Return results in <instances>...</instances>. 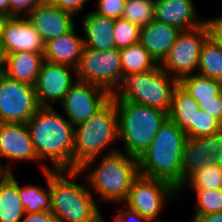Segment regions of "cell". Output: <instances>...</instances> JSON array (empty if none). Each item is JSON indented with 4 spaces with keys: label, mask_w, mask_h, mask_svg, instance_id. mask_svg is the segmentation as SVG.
I'll use <instances>...</instances> for the list:
<instances>
[{
    "label": "cell",
    "mask_w": 222,
    "mask_h": 222,
    "mask_svg": "<svg viewBox=\"0 0 222 222\" xmlns=\"http://www.w3.org/2000/svg\"><path fill=\"white\" fill-rule=\"evenodd\" d=\"M0 43L4 54L20 51L44 53L45 43L26 17H4L0 24Z\"/></svg>",
    "instance_id": "obj_15"
},
{
    "label": "cell",
    "mask_w": 222,
    "mask_h": 222,
    "mask_svg": "<svg viewBox=\"0 0 222 222\" xmlns=\"http://www.w3.org/2000/svg\"><path fill=\"white\" fill-rule=\"evenodd\" d=\"M120 55L123 80L131 74L148 72L159 66L157 61L140 43L121 48Z\"/></svg>",
    "instance_id": "obj_28"
},
{
    "label": "cell",
    "mask_w": 222,
    "mask_h": 222,
    "mask_svg": "<svg viewBox=\"0 0 222 222\" xmlns=\"http://www.w3.org/2000/svg\"><path fill=\"white\" fill-rule=\"evenodd\" d=\"M80 174L79 170L48 169L51 212L59 222H106L93 192L71 180L79 178Z\"/></svg>",
    "instance_id": "obj_2"
},
{
    "label": "cell",
    "mask_w": 222,
    "mask_h": 222,
    "mask_svg": "<svg viewBox=\"0 0 222 222\" xmlns=\"http://www.w3.org/2000/svg\"><path fill=\"white\" fill-rule=\"evenodd\" d=\"M112 99L118 112V137L123 142V153L138 159L149 148L155 135L169 118L168 113L120 100L115 94H112Z\"/></svg>",
    "instance_id": "obj_5"
},
{
    "label": "cell",
    "mask_w": 222,
    "mask_h": 222,
    "mask_svg": "<svg viewBox=\"0 0 222 222\" xmlns=\"http://www.w3.org/2000/svg\"><path fill=\"white\" fill-rule=\"evenodd\" d=\"M178 190L168 181L139 175L132 183L123 203L151 222L158 220L165 200L178 197ZM176 195V196H175Z\"/></svg>",
    "instance_id": "obj_10"
},
{
    "label": "cell",
    "mask_w": 222,
    "mask_h": 222,
    "mask_svg": "<svg viewBox=\"0 0 222 222\" xmlns=\"http://www.w3.org/2000/svg\"><path fill=\"white\" fill-rule=\"evenodd\" d=\"M210 34L208 21L199 27L182 30L160 66L178 80L195 74L202 44Z\"/></svg>",
    "instance_id": "obj_9"
},
{
    "label": "cell",
    "mask_w": 222,
    "mask_h": 222,
    "mask_svg": "<svg viewBox=\"0 0 222 222\" xmlns=\"http://www.w3.org/2000/svg\"><path fill=\"white\" fill-rule=\"evenodd\" d=\"M199 110L198 102L178 84L173 91L168 117L186 133L187 137H195V117Z\"/></svg>",
    "instance_id": "obj_23"
},
{
    "label": "cell",
    "mask_w": 222,
    "mask_h": 222,
    "mask_svg": "<svg viewBox=\"0 0 222 222\" xmlns=\"http://www.w3.org/2000/svg\"><path fill=\"white\" fill-rule=\"evenodd\" d=\"M118 213L113 222H151L142 217L136 210L131 209L126 205L125 209H118Z\"/></svg>",
    "instance_id": "obj_38"
},
{
    "label": "cell",
    "mask_w": 222,
    "mask_h": 222,
    "mask_svg": "<svg viewBox=\"0 0 222 222\" xmlns=\"http://www.w3.org/2000/svg\"><path fill=\"white\" fill-rule=\"evenodd\" d=\"M154 2V20L173 25L180 30L193 29L207 21L198 18L193 0H154Z\"/></svg>",
    "instance_id": "obj_17"
},
{
    "label": "cell",
    "mask_w": 222,
    "mask_h": 222,
    "mask_svg": "<svg viewBox=\"0 0 222 222\" xmlns=\"http://www.w3.org/2000/svg\"><path fill=\"white\" fill-rule=\"evenodd\" d=\"M0 13L5 17L10 16V1L0 0Z\"/></svg>",
    "instance_id": "obj_43"
},
{
    "label": "cell",
    "mask_w": 222,
    "mask_h": 222,
    "mask_svg": "<svg viewBox=\"0 0 222 222\" xmlns=\"http://www.w3.org/2000/svg\"><path fill=\"white\" fill-rule=\"evenodd\" d=\"M207 21L210 25L211 34L222 46V15L215 18H209Z\"/></svg>",
    "instance_id": "obj_41"
},
{
    "label": "cell",
    "mask_w": 222,
    "mask_h": 222,
    "mask_svg": "<svg viewBox=\"0 0 222 222\" xmlns=\"http://www.w3.org/2000/svg\"><path fill=\"white\" fill-rule=\"evenodd\" d=\"M43 54L30 51L6 54L3 74L10 79L34 86L44 61Z\"/></svg>",
    "instance_id": "obj_21"
},
{
    "label": "cell",
    "mask_w": 222,
    "mask_h": 222,
    "mask_svg": "<svg viewBox=\"0 0 222 222\" xmlns=\"http://www.w3.org/2000/svg\"><path fill=\"white\" fill-rule=\"evenodd\" d=\"M42 172L45 173V181L47 183V189H43L41 186L25 185L20 186L18 182V196L21 199L25 213H40L51 211V194L48 184V169H52L47 164L40 165Z\"/></svg>",
    "instance_id": "obj_26"
},
{
    "label": "cell",
    "mask_w": 222,
    "mask_h": 222,
    "mask_svg": "<svg viewBox=\"0 0 222 222\" xmlns=\"http://www.w3.org/2000/svg\"><path fill=\"white\" fill-rule=\"evenodd\" d=\"M118 112L111 98L95 115L74 129L73 170L83 172L103 153L109 155L120 151L108 146L118 141Z\"/></svg>",
    "instance_id": "obj_3"
},
{
    "label": "cell",
    "mask_w": 222,
    "mask_h": 222,
    "mask_svg": "<svg viewBox=\"0 0 222 222\" xmlns=\"http://www.w3.org/2000/svg\"><path fill=\"white\" fill-rule=\"evenodd\" d=\"M210 135L187 137L181 156V186L203 167L212 163Z\"/></svg>",
    "instance_id": "obj_22"
},
{
    "label": "cell",
    "mask_w": 222,
    "mask_h": 222,
    "mask_svg": "<svg viewBox=\"0 0 222 222\" xmlns=\"http://www.w3.org/2000/svg\"><path fill=\"white\" fill-rule=\"evenodd\" d=\"M23 217L19 222H59V220L51 211L40 213H25Z\"/></svg>",
    "instance_id": "obj_39"
},
{
    "label": "cell",
    "mask_w": 222,
    "mask_h": 222,
    "mask_svg": "<svg viewBox=\"0 0 222 222\" xmlns=\"http://www.w3.org/2000/svg\"><path fill=\"white\" fill-rule=\"evenodd\" d=\"M112 98L104 88L76 80L61 101L68 121L75 127L89 120Z\"/></svg>",
    "instance_id": "obj_12"
},
{
    "label": "cell",
    "mask_w": 222,
    "mask_h": 222,
    "mask_svg": "<svg viewBox=\"0 0 222 222\" xmlns=\"http://www.w3.org/2000/svg\"><path fill=\"white\" fill-rule=\"evenodd\" d=\"M199 108L222 123V101L198 102Z\"/></svg>",
    "instance_id": "obj_40"
},
{
    "label": "cell",
    "mask_w": 222,
    "mask_h": 222,
    "mask_svg": "<svg viewBox=\"0 0 222 222\" xmlns=\"http://www.w3.org/2000/svg\"><path fill=\"white\" fill-rule=\"evenodd\" d=\"M4 17L5 16L0 13V24L2 23V20L4 19Z\"/></svg>",
    "instance_id": "obj_45"
},
{
    "label": "cell",
    "mask_w": 222,
    "mask_h": 222,
    "mask_svg": "<svg viewBox=\"0 0 222 222\" xmlns=\"http://www.w3.org/2000/svg\"><path fill=\"white\" fill-rule=\"evenodd\" d=\"M196 73L222 82V46L212 34L202 44Z\"/></svg>",
    "instance_id": "obj_27"
},
{
    "label": "cell",
    "mask_w": 222,
    "mask_h": 222,
    "mask_svg": "<svg viewBox=\"0 0 222 222\" xmlns=\"http://www.w3.org/2000/svg\"><path fill=\"white\" fill-rule=\"evenodd\" d=\"M222 128V123L203 110L196 112L195 137H203L214 134Z\"/></svg>",
    "instance_id": "obj_33"
},
{
    "label": "cell",
    "mask_w": 222,
    "mask_h": 222,
    "mask_svg": "<svg viewBox=\"0 0 222 222\" xmlns=\"http://www.w3.org/2000/svg\"><path fill=\"white\" fill-rule=\"evenodd\" d=\"M72 72L76 74V68L45 60L42 62L34 85L40 107H53L52 103H61L70 87L76 82Z\"/></svg>",
    "instance_id": "obj_13"
},
{
    "label": "cell",
    "mask_w": 222,
    "mask_h": 222,
    "mask_svg": "<svg viewBox=\"0 0 222 222\" xmlns=\"http://www.w3.org/2000/svg\"><path fill=\"white\" fill-rule=\"evenodd\" d=\"M139 175L138 159L118 151L103 155L100 164L89 172L87 182L91 190H95L101 196L98 204L102 200L123 203L133 181Z\"/></svg>",
    "instance_id": "obj_6"
},
{
    "label": "cell",
    "mask_w": 222,
    "mask_h": 222,
    "mask_svg": "<svg viewBox=\"0 0 222 222\" xmlns=\"http://www.w3.org/2000/svg\"><path fill=\"white\" fill-rule=\"evenodd\" d=\"M194 222H222V212L201 215Z\"/></svg>",
    "instance_id": "obj_42"
},
{
    "label": "cell",
    "mask_w": 222,
    "mask_h": 222,
    "mask_svg": "<svg viewBox=\"0 0 222 222\" xmlns=\"http://www.w3.org/2000/svg\"><path fill=\"white\" fill-rule=\"evenodd\" d=\"M39 160L53 170H73L75 127L53 107H40L26 123Z\"/></svg>",
    "instance_id": "obj_1"
},
{
    "label": "cell",
    "mask_w": 222,
    "mask_h": 222,
    "mask_svg": "<svg viewBox=\"0 0 222 222\" xmlns=\"http://www.w3.org/2000/svg\"><path fill=\"white\" fill-rule=\"evenodd\" d=\"M39 108L34 86L0 74V122L27 123Z\"/></svg>",
    "instance_id": "obj_11"
},
{
    "label": "cell",
    "mask_w": 222,
    "mask_h": 222,
    "mask_svg": "<svg viewBox=\"0 0 222 222\" xmlns=\"http://www.w3.org/2000/svg\"><path fill=\"white\" fill-rule=\"evenodd\" d=\"M25 210L18 196V181L12 173L0 174V222H19Z\"/></svg>",
    "instance_id": "obj_24"
},
{
    "label": "cell",
    "mask_w": 222,
    "mask_h": 222,
    "mask_svg": "<svg viewBox=\"0 0 222 222\" xmlns=\"http://www.w3.org/2000/svg\"><path fill=\"white\" fill-rule=\"evenodd\" d=\"M0 157L9 159L6 166L0 161L1 173H12L15 160H39L26 123L0 122Z\"/></svg>",
    "instance_id": "obj_14"
},
{
    "label": "cell",
    "mask_w": 222,
    "mask_h": 222,
    "mask_svg": "<svg viewBox=\"0 0 222 222\" xmlns=\"http://www.w3.org/2000/svg\"><path fill=\"white\" fill-rule=\"evenodd\" d=\"M181 31L173 25L153 20L146 26L141 27L139 43L160 65L167 57Z\"/></svg>",
    "instance_id": "obj_18"
},
{
    "label": "cell",
    "mask_w": 222,
    "mask_h": 222,
    "mask_svg": "<svg viewBox=\"0 0 222 222\" xmlns=\"http://www.w3.org/2000/svg\"><path fill=\"white\" fill-rule=\"evenodd\" d=\"M97 10L99 15L112 19L122 18L126 0H97Z\"/></svg>",
    "instance_id": "obj_34"
},
{
    "label": "cell",
    "mask_w": 222,
    "mask_h": 222,
    "mask_svg": "<svg viewBox=\"0 0 222 222\" xmlns=\"http://www.w3.org/2000/svg\"><path fill=\"white\" fill-rule=\"evenodd\" d=\"M115 19L97 14L94 11L86 13L82 19V30L86 38L84 47L96 50H108L115 48L114 40Z\"/></svg>",
    "instance_id": "obj_20"
},
{
    "label": "cell",
    "mask_w": 222,
    "mask_h": 222,
    "mask_svg": "<svg viewBox=\"0 0 222 222\" xmlns=\"http://www.w3.org/2000/svg\"><path fill=\"white\" fill-rule=\"evenodd\" d=\"M179 85L197 102L222 101V82L189 74L179 80Z\"/></svg>",
    "instance_id": "obj_25"
},
{
    "label": "cell",
    "mask_w": 222,
    "mask_h": 222,
    "mask_svg": "<svg viewBox=\"0 0 222 222\" xmlns=\"http://www.w3.org/2000/svg\"><path fill=\"white\" fill-rule=\"evenodd\" d=\"M197 196L195 212L191 222L199 216L222 212V190H194Z\"/></svg>",
    "instance_id": "obj_31"
},
{
    "label": "cell",
    "mask_w": 222,
    "mask_h": 222,
    "mask_svg": "<svg viewBox=\"0 0 222 222\" xmlns=\"http://www.w3.org/2000/svg\"><path fill=\"white\" fill-rule=\"evenodd\" d=\"M10 16L26 17L43 0H9Z\"/></svg>",
    "instance_id": "obj_35"
},
{
    "label": "cell",
    "mask_w": 222,
    "mask_h": 222,
    "mask_svg": "<svg viewBox=\"0 0 222 222\" xmlns=\"http://www.w3.org/2000/svg\"><path fill=\"white\" fill-rule=\"evenodd\" d=\"M154 0H126L122 18L144 27L154 20Z\"/></svg>",
    "instance_id": "obj_30"
},
{
    "label": "cell",
    "mask_w": 222,
    "mask_h": 222,
    "mask_svg": "<svg viewBox=\"0 0 222 222\" xmlns=\"http://www.w3.org/2000/svg\"><path fill=\"white\" fill-rule=\"evenodd\" d=\"M140 29L139 26L126 19H115L113 31L115 47L121 49L139 43Z\"/></svg>",
    "instance_id": "obj_32"
},
{
    "label": "cell",
    "mask_w": 222,
    "mask_h": 222,
    "mask_svg": "<svg viewBox=\"0 0 222 222\" xmlns=\"http://www.w3.org/2000/svg\"><path fill=\"white\" fill-rule=\"evenodd\" d=\"M5 68V54L2 48V44L0 43V74L4 72Z\"/></svg>",
    "instance_id": "obj_44"
},
{
    "label": "cell",
    "mask_w": 222,
    "mask_h": 222,
    "mask_svg": "<svg viewBox=\"0 0 222 222\" xmlns=\"http://www.w3.org/2000/svg\"><path fill=\"white\" fill-rule=\"evenodd\" d=\"M83 38L77 35L74 26L69 32L49 40L45 43L44 60L77 68L84 47Z\"/></svg>",
    "instance_id": "obj_19"
},
{
    "label": "cell",
    "mask_w": 222,
    "mask_h": 222,
    "mask_svg": "<svg viewBox=\"0 0 222 222\" xmlns=\"http://www.w3.org/2000/svg\"><path fill=\"white\" fill-rule=\"evenodd\" d=\"M75 76L76 80L100 86L114 94L123 83L120 49L83 47Z\"/></svg>",
    "instance_id": "obj_8"
},
{
    "label": "cell",
    "mask_w": 222,
    "mask_h": 222,
    "mask_svg": "<svg viewBox=\"0 0 222 222\" xmlns=\"http://www.w3.org/2000/svg\"><path fill=\"white\" fill-rule=\"evenodd\" d=\"M186 133L169 118L155 135L149 148L138 158L139 174L170 182L181 188V156Z\"/></svg>",
    "instance_id": "obj_4"
},
{
    "label": "cell",
    "mask_w": 222,
    "mask_h": 222,
    "mask_svg": "<svg viewBox=\"0 0 222 222\" xmlns=\"http://www.w3.org/2000/svg\"><path fill=\"white\" fill-rule=\"evenodd\" d=\"M186 187L194 190H222V166L214 163L208 164L191 176L178 192Z\"/></svg>",
    "instance_id": "obj_29"
},
{
    "label": "cell",
    "mask_w": 222,
    "mask_h": 222,
    "mask_svg": "<svg viewBox=\"0 0 222 222\" xmlns=\"http://www.w3.org/2000/svg\"><path fill=\"white\" fill-rule=\"evenodd\" d=\"M44 43L69 32L74 26V15L43 0L27 16Z\"/></svg>",
    "instance_id": "obj_16"
},
{
    "label": "cell",
    "mask_w": 222,
    "mask_h": 222,
    "mask_svg": "<svg viewBox=\"0 0 222 222\" xmlns=\"http://www.w3.org/2000/svg\"><path fill=\"white\" fill-rule=\"evenodd\" d=\"M179 80L160 65L148 72L131 74L124 78L114 93L120 100L130 101L169 113L174 89Z\"/></svg>",
    "instance_id": "obj_7"
},
{
    "label": "cell",
    "mask_w": 222,
    "mask_h": 222,
    "mask_svg": "<svg viewBox=\"0 0 222 222\" xmlns=\"http://www.w3.org/2000/svg\"><path fill=\"white\" fill-rule=\"evenodd\" d=\"M210 148L213 152L212 163L222 166V128L210 135Z\"/></svg>",
    "instance_id": "obj_37"
},
{
    "label": "cell",
    "mask_w": 222,
    "mask_h": 222,
    "mask_svg": "<svg viewBox=\"0 0 222 222\" xmlns=\"http://www.w3.org/2000/svg\"><path fill=\"white\" fill-rule=\"evenodd\" d=\"M50 4L55 5L59 9L69 12L75 16L79 11L84 9V5L88 0H47Z\"/></svg>",
    "instance_id": "obj_36"
}]
</instances>
